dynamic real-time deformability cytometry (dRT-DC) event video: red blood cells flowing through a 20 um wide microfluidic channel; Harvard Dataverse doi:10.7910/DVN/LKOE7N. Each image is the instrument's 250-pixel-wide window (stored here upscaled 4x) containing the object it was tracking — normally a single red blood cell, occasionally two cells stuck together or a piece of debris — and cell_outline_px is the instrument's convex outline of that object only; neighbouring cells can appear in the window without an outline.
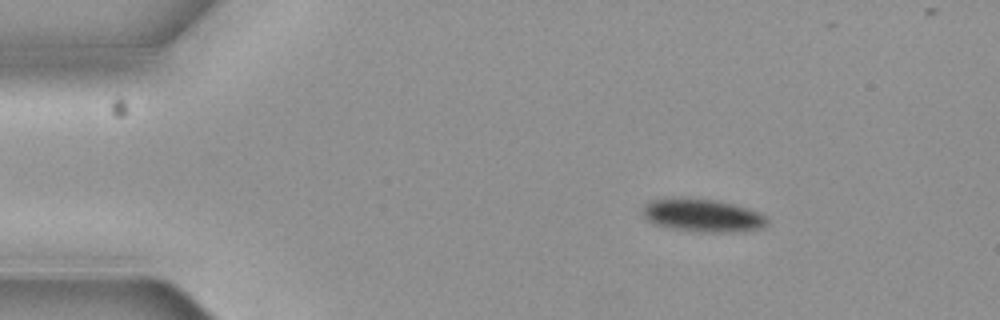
{"species": "common noctule bat (a hibernating species)", "species_latin": "Nyctalus noctula", "temperature_condition": "cold", "stored_images_in_passage": 4, "camera_frame_rate_fps": 3000, "um_per_image_px": 0.085, "animal": {"sex": "female", "body_mass_g": 19.3, "forearm_length_mm": 54.1}, "frame": {"image": 1, "passage_image": 1, "time_ms": 0.0, "image_size_px": [1000, 320], "cell_outline_px": [[768, 220], [764, 224], [756, 228], [724, 232], [704, 232], [672, 228], [652, 224], [644, 216], [644, 208], [652, 200], [680, 196], [688, 196], [716, 200], [732, 204], [756, 212], [764, 216]], "centroid_in_image_um": [59.62, 18.27], "position_along_channel_um": 25.4, "area_um2": 23.41}}